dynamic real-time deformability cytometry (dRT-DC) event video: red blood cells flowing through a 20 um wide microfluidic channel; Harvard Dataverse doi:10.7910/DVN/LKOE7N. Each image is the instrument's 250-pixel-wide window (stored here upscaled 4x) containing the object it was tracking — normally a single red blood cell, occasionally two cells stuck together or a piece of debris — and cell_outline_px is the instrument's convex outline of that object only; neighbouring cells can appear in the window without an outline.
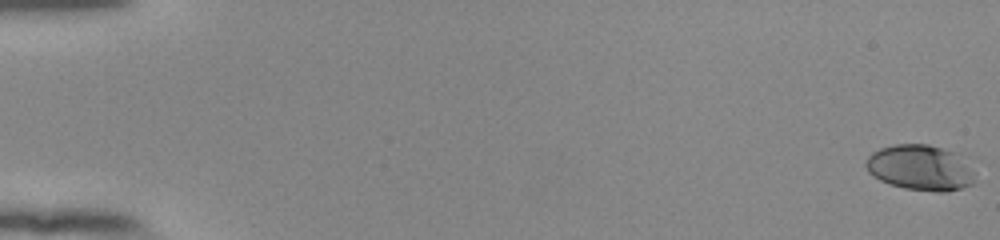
{"species": "human", "species_latin": "Homo sapiens", "temperature_condition": "room temperature", "stored_images_in_passage": 55, "camera_frame_rate_fps": 3000, "um_per_image_px": 0.085, "donor": {"sex": "female"}, "frame": {"image": 1, "passage_image": 1, "time_ms": 0.0, "image_size_px": [1000, 240], "cell_outline_px": [[972, 184], [948, 192], [936, 192], [904, 188], [880, 180], [872, 176], [868, 172], [864, 164], [868, 156], [872, 152], [880, 148], [896, 144], [928, 144], [944, 148], [952, 152], [972, 176]], "centroid_in_image_um": [78.08, 14.26], "position_along_channel_um": 6.9, "area_um2": 28.09}}
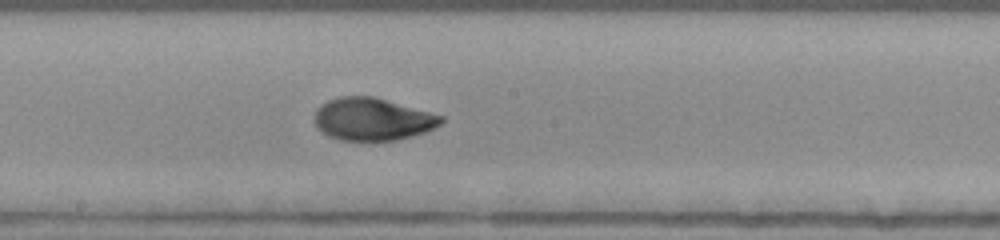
{"frame": {"image": 2, "passage_image": 32, "time_ms": 10.333, "image_size_px": [1000, 240], "cell_outline_px": [[444, 120], [440, 124], [424, 132], [412, 136], [396, 140], [340, 140], [328, 136], [316, 128], [316, 108], [328, 100], [340, 96], [372, 96], [444, 116]], "centroid_in_image_um": [31.64, 10.13], "position_along_channel_um": 216.6, "area_um2": 31.1}}
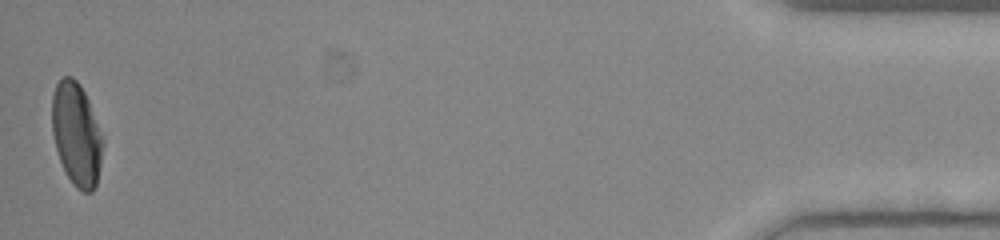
{"frame": {"image": 3, "passage_image": 55, "time_ms": 18.0, "image_size_px": [1000, 240], "cell_outline_px": [[100, 164], [96, 184], [92, 192], [84, 192], [76, 188], [72, 184], [60, 160], [56, 148], [52, 132], [52, 96], [56, 84], [60, 76], [72, 76], [80, 84], [88, 100], [100, 136]], "centroid_in_image_um": [6.44, 11.38], "position_along_channel_um": 428.8, "area_um2": 29.65}, "authors_computed_cell_mechanics": {"area_um2": 30.6918, "velocity_mm_per_s": 3.8765, "shape_relaxation_time_tau1_ms": 5.8488, "shape_relaxation_time_tau2_ms": 1.0835, "deformation_change_tau1": 0.2102, "deformation_change_tau2": 0.0437}}